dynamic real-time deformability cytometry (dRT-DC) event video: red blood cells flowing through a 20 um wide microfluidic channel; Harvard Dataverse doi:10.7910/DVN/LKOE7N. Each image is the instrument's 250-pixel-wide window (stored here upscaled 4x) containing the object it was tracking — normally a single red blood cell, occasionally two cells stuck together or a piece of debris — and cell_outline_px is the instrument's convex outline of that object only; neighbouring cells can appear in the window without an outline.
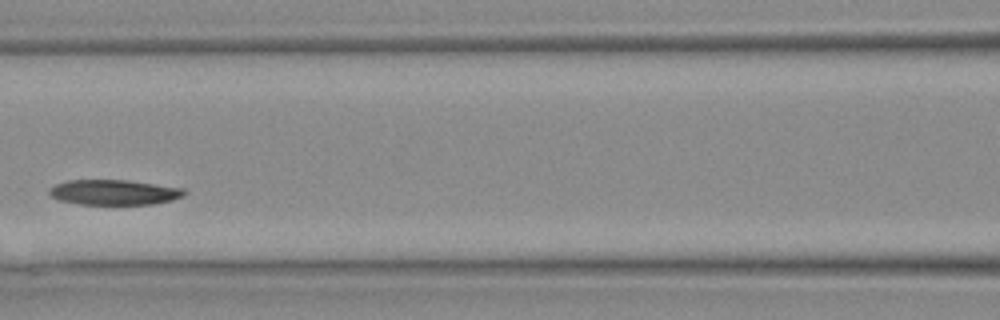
{"species": "Egyptian fruit bat (a non-hibernating species)", "species_latin": "Rousettus aegyptiacus", "temperature_condition": "warm", "stored_images_in_passage": 10, "camera_frame_rate_fps": 3000, "um_per_image_px": 0.085, "animal": {"sex": "female"}, "frame": {"image": 1, "passage_image": 9, "time_ms": 2.667, "image_size_px": [1000, 320], "cell_outline_px": [[188, 192], [184, 196], [172, 200], [152, 204], [80, 204], [60, 200], [52, 196], [48, 192], [48, 188], [56, 184], [68, 180], [128, 180], [184, 188]], "centroid_in_image_um": [9.72, 16.34], "position_along_channel_um": 156.9, "area_um2": 19.83}}